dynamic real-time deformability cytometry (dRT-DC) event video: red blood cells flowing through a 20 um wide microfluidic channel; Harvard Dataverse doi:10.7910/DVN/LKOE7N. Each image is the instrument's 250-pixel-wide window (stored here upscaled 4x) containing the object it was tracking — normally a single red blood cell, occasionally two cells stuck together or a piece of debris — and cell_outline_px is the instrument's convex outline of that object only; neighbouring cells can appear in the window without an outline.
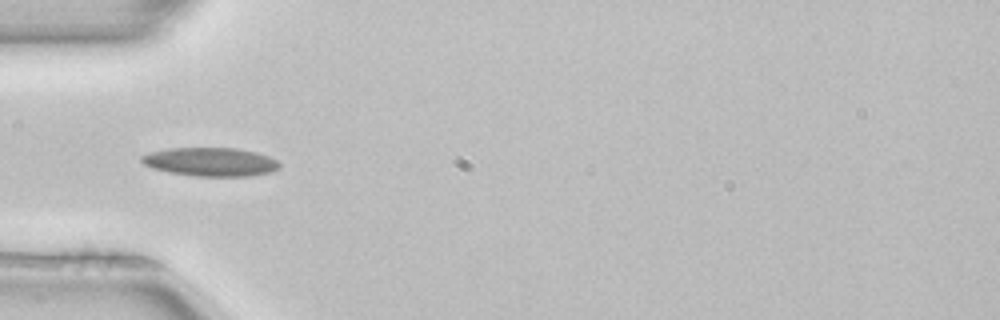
{"species": "common noctule bat (a hibernating species)", "species_latin": "Nyctalus noctula", "temperature_condition": "room temperature", "stored_images_in_passage": 31, "camera_frame_rate_fps": 3000, "um_per_image_px": 0.085, "animal": {"sex": "female", "body_mass_g": 22.7, "forearm_length_mm": 54.2}, "frame": {"image": 1, "passage_image": 5, "time_ms": 1.333, "image_size_px": [1000, 320], "cell_outline_px": [[280, 168], [272, 172], [248, 176], [196, 176], [168, 172], [152, 168], [144, 164], [140, 160], [140, 156], [148, 152], [168, 148], [236, 148], [256, 152], [268, 156], [276, 160], [280, 164]], "centroid_in_image_um": [17.88, 13.75], "position_along_channel_um": 67.1, "area_um2": 23.12}, "authors_computed_cell_mechanics": {"area_um2": 21.675, "velocity_mm_per_s": 3.9952, "shape_relaxation_time_tau1_ms": 7.1511, "shape_relaxation_time_tau2_ms": 5.2347, "deformation_change_tau1": 0.1476, "deformation_change_tau2": 0.1279}}